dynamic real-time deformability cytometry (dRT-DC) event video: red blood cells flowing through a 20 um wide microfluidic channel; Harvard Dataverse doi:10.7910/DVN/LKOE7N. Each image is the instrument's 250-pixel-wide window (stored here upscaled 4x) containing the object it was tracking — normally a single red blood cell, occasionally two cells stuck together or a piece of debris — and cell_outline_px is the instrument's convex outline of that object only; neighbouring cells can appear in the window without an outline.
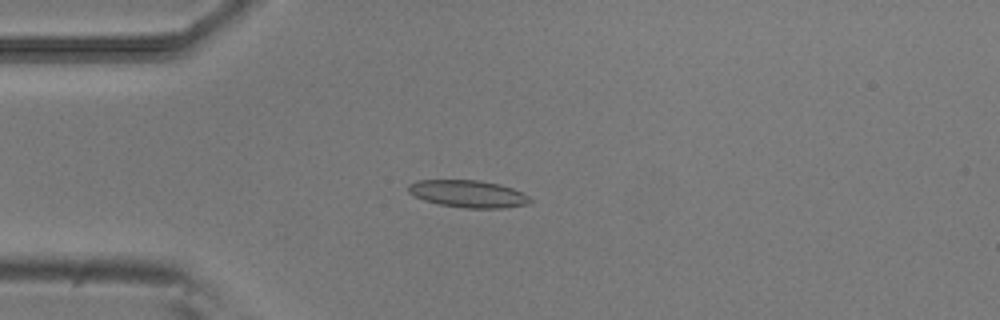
{"species": "common noctule bat (a hibernating species)", "species_latin": "Nyctalus noctula", "temperature_condition": "room temperature", "stored_images_in_passage": 49, "camera_frame_rate_fps": 3000, "um_per_image_px": 0.085, "animal": {"sex": "male", "body_mass_g": 20.5, "forearm_length_mm": 52.5}, "frame": {"image": 1, "passage_image": 13, "time_ms": 4.0, "image_size_px": [1000, 320], "cell_outline_px": [[532, 200], [528, 204], [504, 208], [464, 208], [440, 204], [424, 200], [408, 192], [408, 184], [416, 180], [476, 180], [500, 184], [512, 188], [528, 196]], "centroid_in_image_um": [39.78, 16.47], "position_along_channel_um": 45.2, "area_um2": 19.25}}
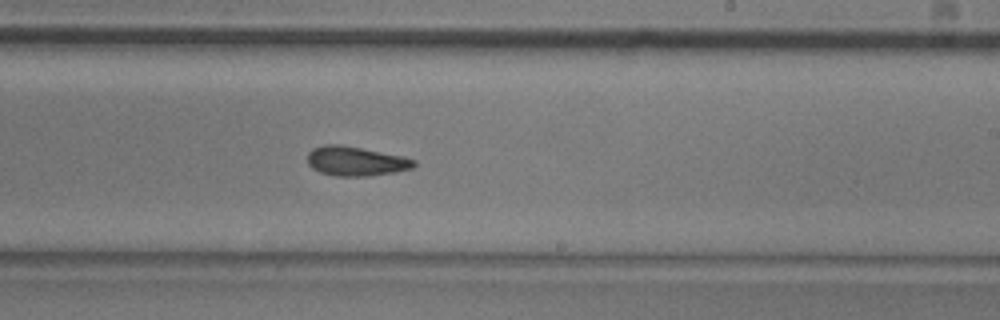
{"frame": {"image": 2, "passage_image": 31, "time_ms": 10.0, "image_size_px": [1000, 320], "cell_outline_px": [[416, 164], [412, 168], [396, 172], [368, 176], [336, 176], [320, 172], [312, 168], [308, 164], [308, 152], [312, 148], [324, 144], [340, 144], [400, 156], [416, 160]], "centroid_in_image_um": [30.21, 13.7], "position_along_channel_um": 258.8, "area_um2": 18.15}}
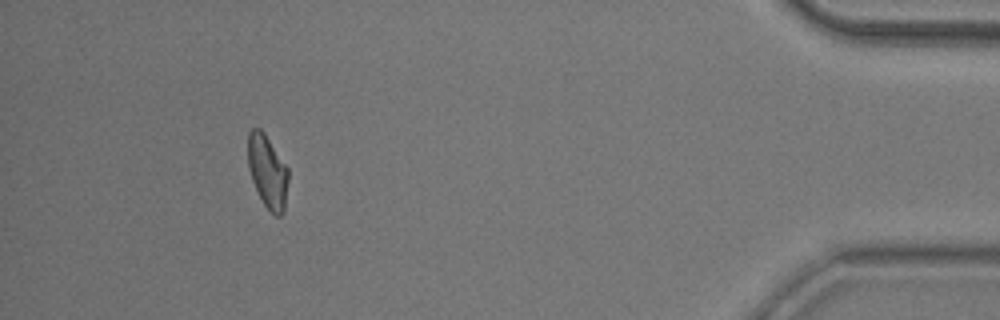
{"frame": {"image": 3, "passage_image": 48, "time_ms": 15.667, "image_size_px": [1000, 320], "cell_outline_px": [[288, 180], [284, 212], [280, 216], [276, 216], [264, 204], [252, 180], [248, 168], [248, 132], [252, 128], [260, 128], [264, 132], [288, 168]], "centroid_in_image_um": [22.74, 14.56], "position_along_channel_um": 412.5, "area_um2": 17.05}}